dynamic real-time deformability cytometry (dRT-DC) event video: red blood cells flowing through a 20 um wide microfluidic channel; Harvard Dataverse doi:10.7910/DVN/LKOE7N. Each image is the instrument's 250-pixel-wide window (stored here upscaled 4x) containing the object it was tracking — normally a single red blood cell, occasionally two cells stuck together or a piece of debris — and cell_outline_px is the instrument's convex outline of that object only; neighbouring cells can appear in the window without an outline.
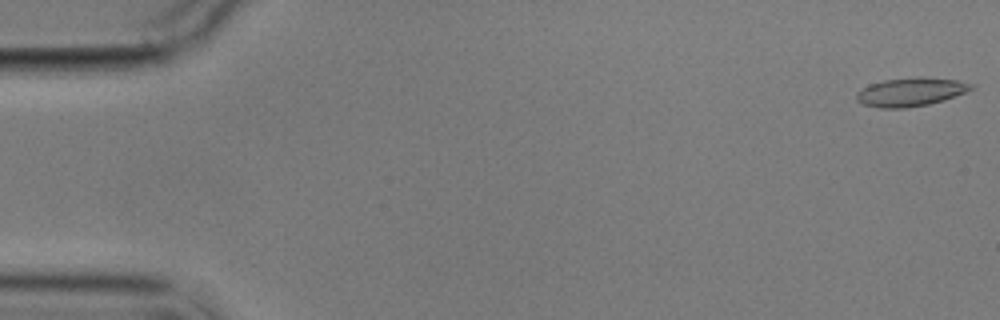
{"species": "common noctule bat (a hibernating species)", "species_latin": "Nyctalus noctula", "temperature_condition": "cold", "stored_images_in_passage": 10, "camera_frame_rate_fps": 3000, "um_per_image_px": 0.085, "animal": {"sex": "male", "body_mass_g": 17.9}, "frame": {"image": 1, "passage_image": 1, "time_ms": 0.0, "image_size_px": [1000, 320], "cell_outline_px": [[976, 88], [944, 100], [928, 104], [904, 108], [880, 108], [864, 104], [856, 100], [856, 92], [868, 84], [884, 80], [920, 76], [956, 80], [976, 84]], "centroid_in_image_um": [77.42, 7.8], "position_along_channel_um": 7.6, "area_um2": 19.25}}
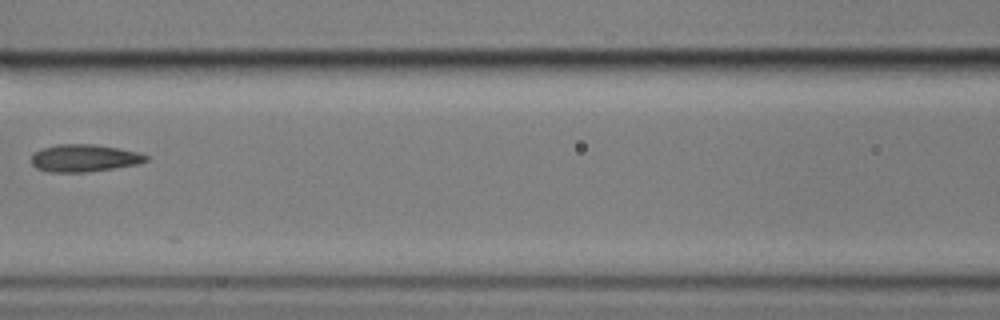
{"frame": {"image": 2, "passage_image": 7, "time_ms": 8.333, "image_size_px": [1000, 320], "cell_outline_px": [[148, 160], [136, 164], [112, 168], [84, 172], [48, 172], [36, 168], [32, 164], [32, 152], [40, 148], [56, 144], [92, 144], [120, 148], [140, 152], [148, 156]], "centroid_in_image_um": [7.12, 13.42], "position_along_channel_um": 159.5, "area_um2": 18.38}}
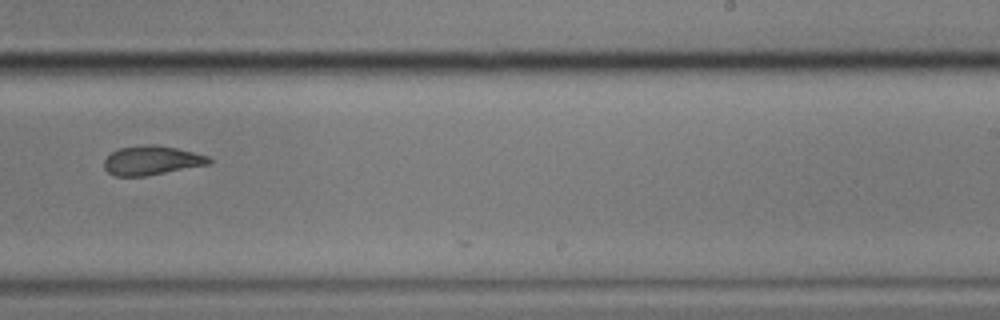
{"frame": {"image": 3, "passage_image": 10, "time_ms": 11.667, "image_size_px": [1000, 320], "cell_outline_px": [[212, 164], [144, 176], [116, 176], [108, 172], [104, 168], [104, 160], [112, 152], [120, 148], [144, 144], [156, 144], [176, 148], [208, 156], [212, 160]], "centroid_in_image_um": [12.91, 13.63], "position_along_channel_um": 276.1, "area_um2": 17.8}}